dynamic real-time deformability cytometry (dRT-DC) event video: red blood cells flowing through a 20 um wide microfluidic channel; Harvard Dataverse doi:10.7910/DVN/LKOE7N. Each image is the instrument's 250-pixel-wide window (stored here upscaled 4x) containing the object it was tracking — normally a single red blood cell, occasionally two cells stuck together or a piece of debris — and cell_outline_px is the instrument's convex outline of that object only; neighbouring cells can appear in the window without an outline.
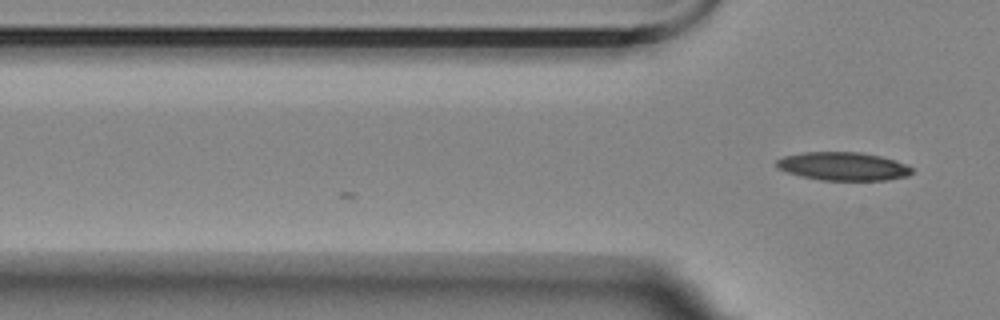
{"species": "Egyptian fruit bat (a non-hibernating species)", "species_latin": "Rousettus aegyptiacus", "temperature_condition": "room temperature", "stored_images_in_passage": 2, "camera_frame_rate_fps": 3000, "um_per_image_px": 0.085, "animal": {"sex": "female"}, "frame": {"image": 1, "passage_image": 2, "time_ms": 1.0, "image_size_px": [1000, 320], "cell_outline_px": [[912, 172], [908, 176], [888, 180], [820, 180], [800, 176], [776, 168], [776, 160], [784, 156], [804, 152], [860, 152], [880, 156], [896, 160], [908, 164], [912, 168]], "centroid_in_image_um": [71.68, 14.13], "position_along_channel_um": 54.1, "area_um2": 22.48}}